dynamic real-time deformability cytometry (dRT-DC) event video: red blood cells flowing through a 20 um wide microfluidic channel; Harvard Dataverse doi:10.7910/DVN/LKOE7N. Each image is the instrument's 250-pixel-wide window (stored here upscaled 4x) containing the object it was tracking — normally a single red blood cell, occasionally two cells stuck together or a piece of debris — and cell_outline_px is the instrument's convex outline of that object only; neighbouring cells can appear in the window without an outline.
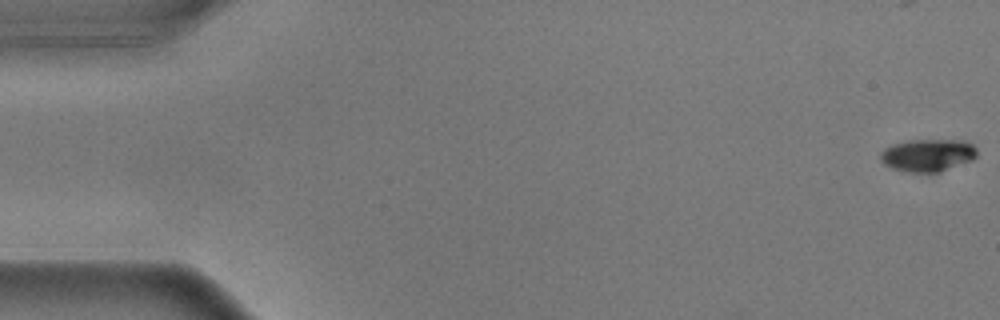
{"species": "common noctule bat (a hibernating species)", "species_latin": "Nyctalus noctula", "temperature_condition": "warm", "stored_images_in_passage": 47, "camera_frame_rate_fps": 3000, "um_per_image_px": 0.085, "animal": {"sex": "male", "body_mass_g": 17.9}, "frame": {"image": 1, "passage_image": 1, "time_ms": 0.0, "image_size_px": [1000, 320], "cell_outline_px": [[976, 156], [972, 160], [940, 172], [908, 172], [892, 168], [884, 164], [880, 160], [880, 152], [884, 148], [892, 144], [908, 140], [964, 140], [972, 144], [976, 148]], "centroid_in_image_um": [78.84, 13.18], "position_along_channel_um": 6.2, "area_um2": 18.38}}
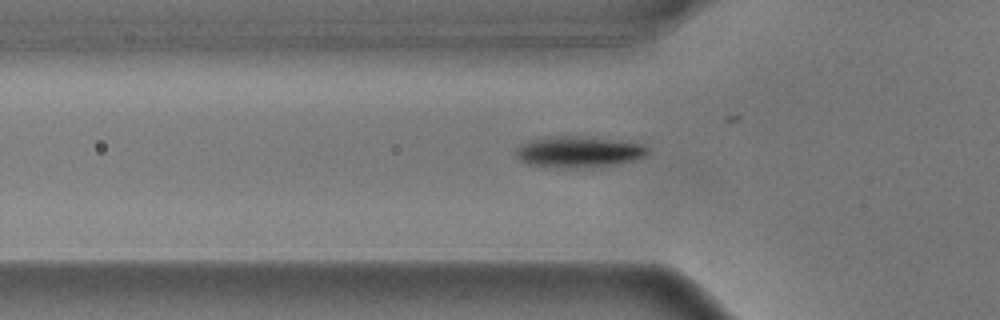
{"frame": {"image": 2, "passage_image": 19, "time_ms": 6.0, "image_size_px": [1000, 320], "cell_outline_px": [[648, 152], [644, 156], [632, 160], [576, 168], [564, 168], [528, 164], [520, 160], [516, 156], [516, 148], [520, 144], [528, 140], [552, 136], [592, 136], [644, 144], [648, 148]], "centroid_in_image_um": [49.13, 12.87], "position_along_channel_um": 76.7, "area_um2": 23.7}}
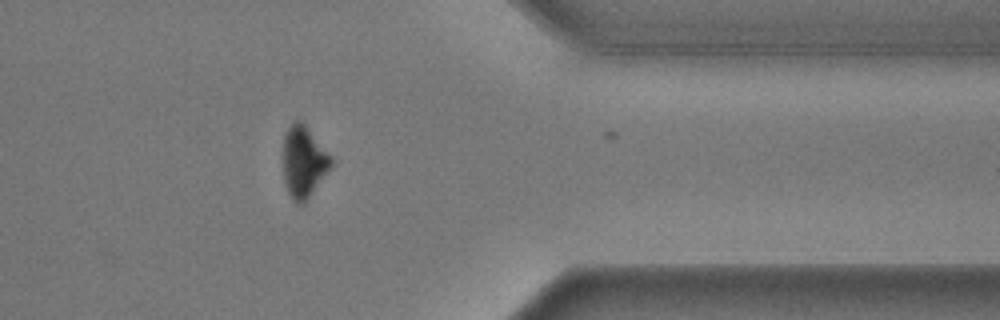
{"frame": {"image": 3, "passage_image": 46, "time_ms": 15.0, "image_size_px": [1000, 320], "cell_outline_px": [[332, 164], [304, 204], [296, 204], [292, 200], [284, 184], [284, 136], [288, 128], [296, 120], [300, 120], [304, 124], [332, 156]], "centroid_in_image_um": [25.8, 13.78], "position_along_channel_um": 385.6, "area_um2": 19.65}, "authors_computed_cell_mechanics": {"area_um2": 22.1952, "velocity_mm_per_s": 3.6018, "shape_relaxation_time_tau1_ms": 1.3435, "shape_relaxation_time_tau2_ms": null, "deformation_change_tau1": 0.118, "deformation_change_tau2": null}}